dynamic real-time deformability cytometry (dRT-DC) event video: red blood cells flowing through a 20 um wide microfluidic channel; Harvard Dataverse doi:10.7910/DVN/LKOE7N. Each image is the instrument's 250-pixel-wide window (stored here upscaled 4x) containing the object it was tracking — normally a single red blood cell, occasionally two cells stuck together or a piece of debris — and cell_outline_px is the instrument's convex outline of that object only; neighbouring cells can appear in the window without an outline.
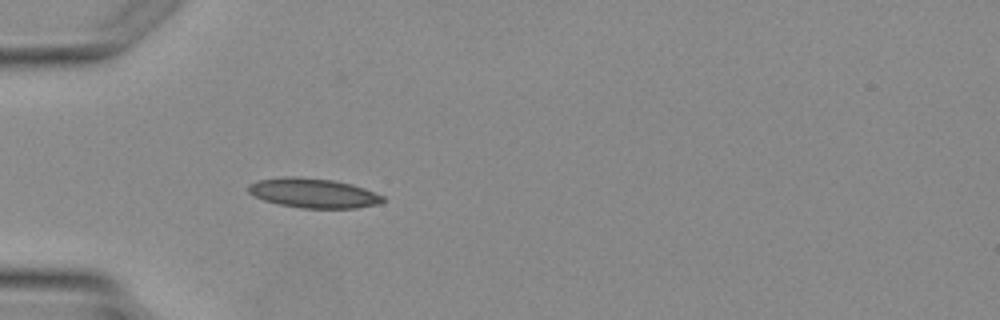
{"species": "Egyptian fruit bat (a non-hibernating species)", "species_latin": "Rousettus aegyptiacus", "temperature_condition": "warm", "stored_images_in_passage": 2, "camera_frame_rate_fps": 3000, "um_per_image_px": 0.085, "animal": {"sex": "female"}, "frame": {"image": 1, "passage_image": 2, "time_ms": 2.333, "image_size_px": [1000, 320], "cell_outline_px": [[384, 200], [380, 204], [356, 208], [304, 208], [280, 204], [264, 200], [248, 192], [248, 184], [256, 180], [284, 176], [296, 176], [332, 180], [352, 184], [364, 188], [384, 196]], "centroid_in_image_um": [26.64, 16.4], "position_along_channel_um": 58.4, "area_um2": 23.18}}